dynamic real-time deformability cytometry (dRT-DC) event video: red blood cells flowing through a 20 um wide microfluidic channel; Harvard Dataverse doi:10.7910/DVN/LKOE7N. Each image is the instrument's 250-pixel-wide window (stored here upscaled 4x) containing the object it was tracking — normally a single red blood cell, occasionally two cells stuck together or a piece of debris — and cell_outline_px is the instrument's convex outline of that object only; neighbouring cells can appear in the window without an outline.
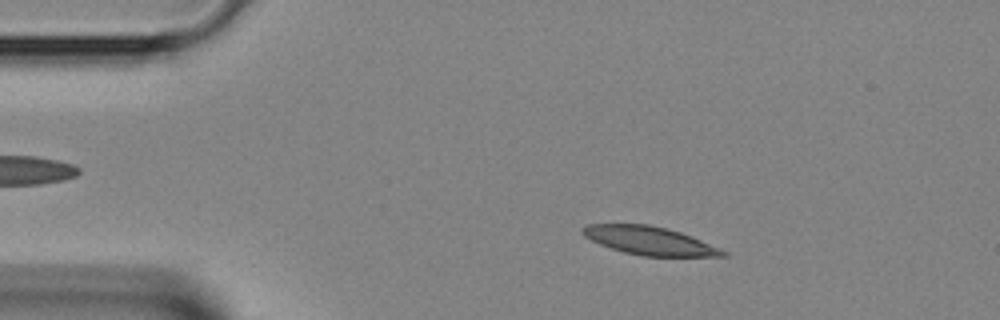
{"species": "Egyptian fruit bat (a non-hibernating species)", "species_latin": "Rousettus aegyptiacus", "temperature_condition": "room temperature", "stored_images_in_passage": 2, "camera_frame_rate_fps": 3000, "um_per_image_px": 0.085, "animal": {"sex": "female"}, "frame": {"image": 1, "passage_image": 1, "time_ms": 0.0, "image_size_px": [1000, 320], "cell_outline_px": [[728, 256], [644, 256], [624, 252], [600, 244], [584, 236], [580, 232], [580, 228], [588, 224], [648, 224], [668, 228], [692, 236], [720, 248], [728, 252]], "centroid_in_image_um": [55.21, 20.45], "position_along_channel_um": 29.8, "area_um2": 23.12}}
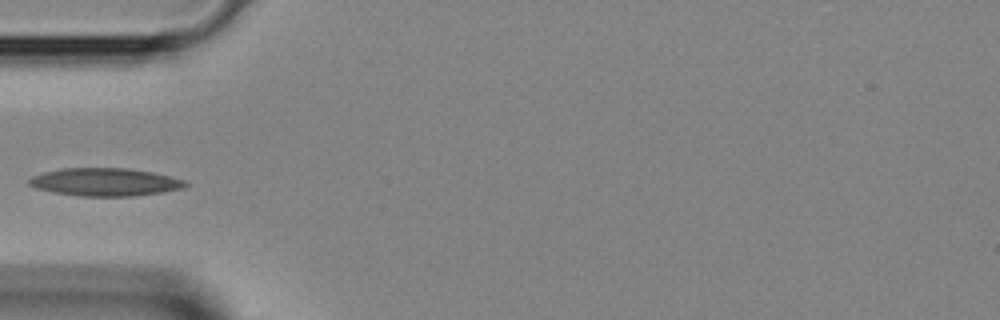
{"frame": {"image": 2, "passage_image": 2, "time_ms": 0.333, "image_size_px": [1000, 320], "cell_outline_px": [[188, 184], [184, 188], [164, 192], [132, 196], [80, 196], [52, 192], [36, 188], [28, 184], [28, 180], [32, 176], [44, 172], [60, 168], [128, 168], [152, 172], [172, 176], [184, 180]], "centroid_in_image_um": [8.93, 15.47], "position_along_channel_um": 76.1, "area_um2": 25.55}}